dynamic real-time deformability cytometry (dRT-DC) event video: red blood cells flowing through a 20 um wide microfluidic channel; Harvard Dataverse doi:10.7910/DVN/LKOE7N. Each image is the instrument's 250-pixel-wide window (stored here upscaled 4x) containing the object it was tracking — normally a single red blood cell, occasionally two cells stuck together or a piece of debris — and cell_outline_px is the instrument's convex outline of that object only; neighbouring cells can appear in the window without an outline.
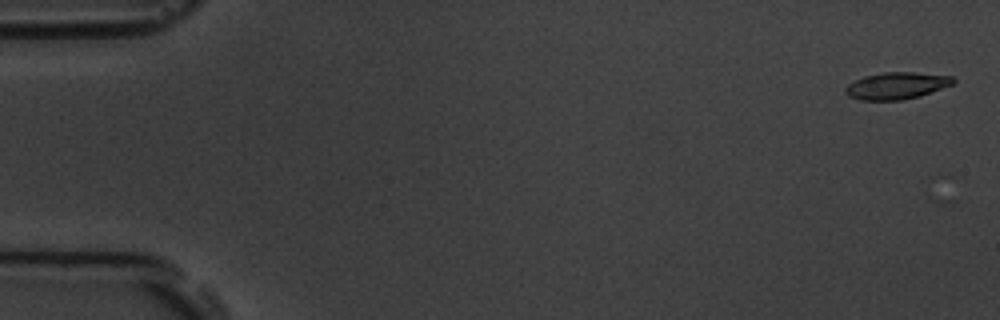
{"species": "common noctule bat (a hibernating species)", "species_latin": "Nyctalus noctula", "temperature_condition": "room temperature", "stored_images_in_passage": 5, "camera_frame_rate_fps": 3000, "um_per_image_px": 0.085, "animal": {"sex": "male", "body_mass_g": 19.5, "forearm_length_mm": 54.6}, "frame": {"image": 1, "passage_image": 1, "time_ms": 0.0, "image_size_px": [1000, 320], "cell_outline_px": [[956, 80], [952, 84], [920, 96], [900, 100], [860, 100], [848, 96], [844, 92], [844, 88], [848, 84], [864, 76], [884, 72], [916, 72], [952, 76]], "centroid_in_image_um": [76.18, 7.28], "position_along_channel_um": 8.8, "area_um2": 16.88}}